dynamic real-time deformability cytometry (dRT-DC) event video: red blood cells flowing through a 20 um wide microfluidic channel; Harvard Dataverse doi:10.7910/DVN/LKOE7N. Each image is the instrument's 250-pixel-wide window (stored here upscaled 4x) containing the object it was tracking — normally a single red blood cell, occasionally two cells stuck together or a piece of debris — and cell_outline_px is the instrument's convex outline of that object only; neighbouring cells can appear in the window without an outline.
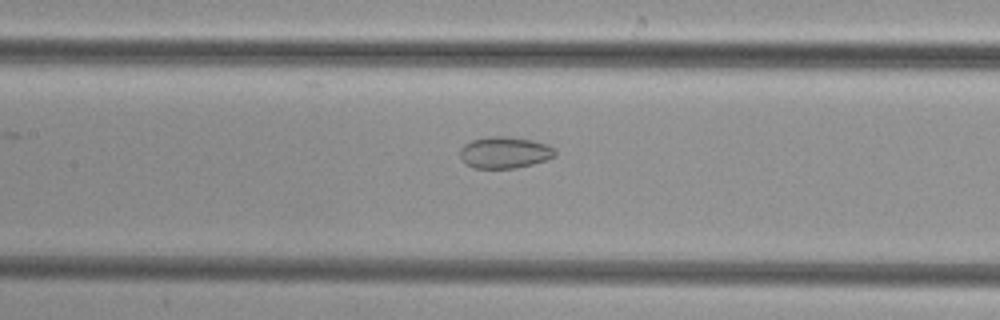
{"species": "common noctule bat (a hibernating species)", "species_latin": "Nyctalus noctula", "temperature_condition": "cold", "stored_images_in_passage": 36, "camera_frame_rate_fps": 3000, "um_per_image_px": 0.085, "animal": {"sex": "female", "body_mass_g": 29.2, "forearm_length_mm": 56.3}, "frame": {"image": 1, "passage_image": 9, "time_ms": 2.667, "image_size_px": [1000, 320], "cell_outline_px": [[556, 156], [548, 160], [516, 168], [472, 168], [460, 156], [460, 148], [464, 144], [472, 140], [488, 136], [504, 136], [532, 140], [548, 144], [556, 152]], "centroid_in_image_um": [42.91, 12.96], "position_along_channel_um": 164.5, "area_um2": 17.51}}
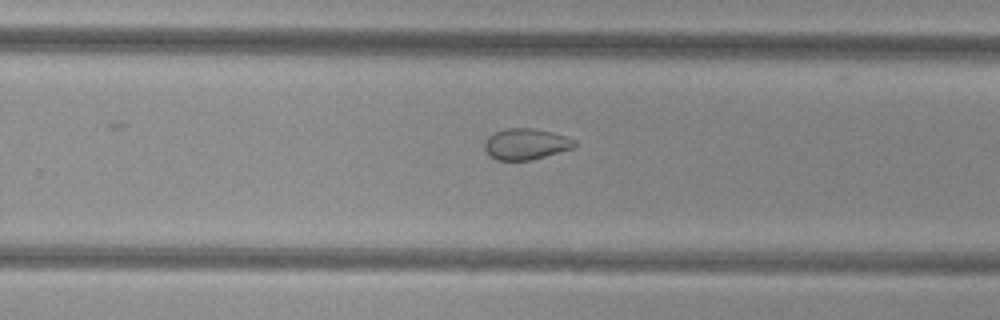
{"frame": {"image": 2, "passage_image": 18, "time_ms": 5.667, "image_size_px": [1000, 320], "cell_outline_px": [[576, 144], [572, 148], [544, 156], [528, 160], [496, 160], [488, 156], [484, 148], [484, 140], [488, 136], [496, 132], [508, 128], [532, 128], [552, 132], [576, 140]], "centroid_in_image_um": [44.64, 12.24], "position_along_channel_um": 285.2, "area_um2": 16.18}}
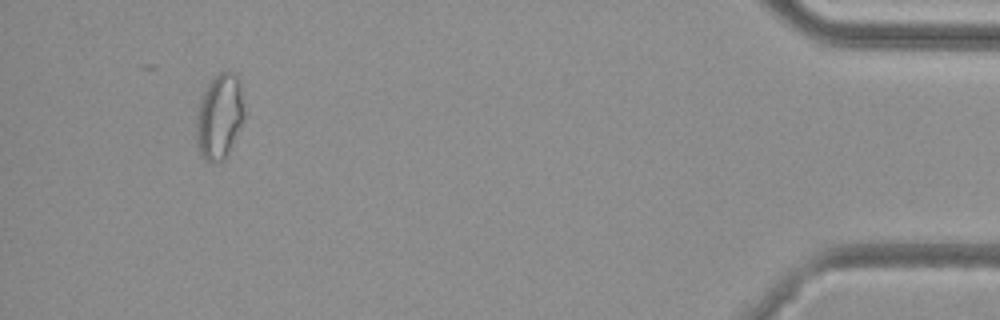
{"frame": {"image": 3, "passage_image": 33, "time_ms": 10.667, "image_size_px": [1000, 320], "cell_outline_px": [[244, 120], [228, 156], [224, 160], [212, 164], [204, 160], [196, 144], [196, 116], [200, 100], [212, 76], [220, 72], [236, 72], [240, 80], [244, 112]], "centroid_in_image_um": [18.66, 9.93], "position_along_channel_um": 416.5, "area_um2": 24.39}}